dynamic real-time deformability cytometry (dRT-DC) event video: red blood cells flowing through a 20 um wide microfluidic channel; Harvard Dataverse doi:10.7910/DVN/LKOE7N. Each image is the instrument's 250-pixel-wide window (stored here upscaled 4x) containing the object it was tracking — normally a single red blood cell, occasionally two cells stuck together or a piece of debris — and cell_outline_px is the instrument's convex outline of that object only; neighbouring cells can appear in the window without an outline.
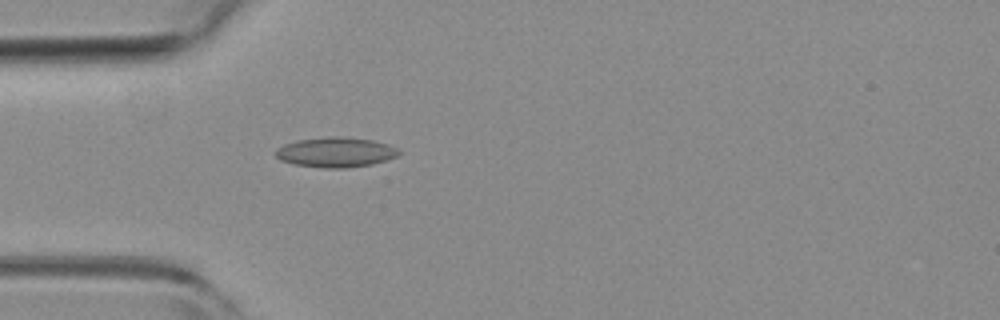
{"species": "common noctule bat (a hibernating species)", "species_latin": "Nyctalus noctula", "temperature_condition": "room temperature", "stored_images_in_passage": 4, "camera_frame_rate_fps": 3000, "um_per_image_px": 0.085, "animal": {"sex": "female", "body_mass_g": 19.3, "forearm_length_mm": 54.1}, "frame": {"image": 1, "passage_image": 4, "time_ms": 1.0, "image_size_px": [1000, 320], "cell_outline_px": [[400, 152], [396, 156], [372, 164], [344, 168], [324, 168], [292, 164], [280, 160], [276, 156], [276, 148], [284, 144], [296, 140], [328, 136], [340, 136], [372, 140], [388, 144], [396, 148]], "centroid_in_image_um": [28.48, 12.93], "position_along_channel_um": 56.5, "area_um2": 21.5}}